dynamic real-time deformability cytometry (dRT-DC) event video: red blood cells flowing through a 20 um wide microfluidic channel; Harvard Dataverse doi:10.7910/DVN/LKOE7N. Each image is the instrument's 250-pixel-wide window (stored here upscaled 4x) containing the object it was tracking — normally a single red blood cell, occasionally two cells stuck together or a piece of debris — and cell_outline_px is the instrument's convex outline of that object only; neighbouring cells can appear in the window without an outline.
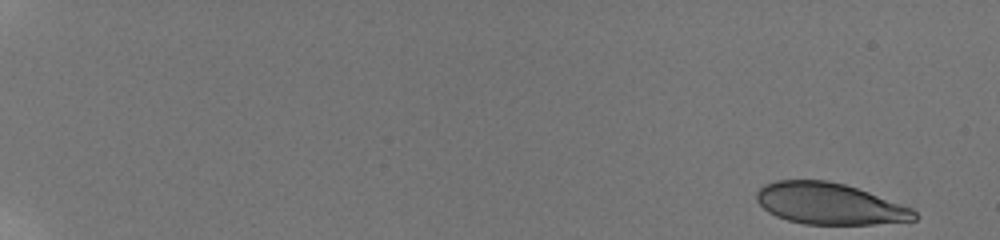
{"species": "human", "species_latin": "Homo sapiens", "temperature_condition": "room temperature", "stored_images_in_passage": 14, "camera_frame_rate_fps": 3000, "um_per_image_px": 0.085, "donor": {"sex": "male"}, "frame": {"image": 1, "passage_image": 1, "time_ms": 0.0, "image_size_px": [1000, 240], "cell_outline_px": [[916, 220], [872, 224], [804, 224], [788, 220], [776, 216], [768, 212], [756, 200], [756, 192], [764, 184], [776, 180], [828, 180], [844, 184], [868, 192], [912, 208], [916, 212]], "centroid_in_image_um": [70.47, 17.31], "position_along_channel_um": 14.5, "area_um2": 37.86}}
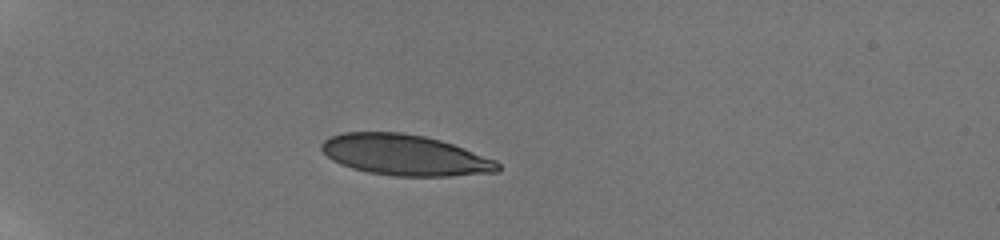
{"frame": {"image": 2, "passage_image": 10, "time_ms": 5.333, "image_size_px": [1000, 240], "cell_outline_px": [[500, 172], [452, 176], [392, 176], [368, 172], [352, 168], [340, 164], [332, 160], [320, 148], [320, 144], [324, 140], [332, 136], [344, 132], [400, 132], [424, 136], [440, 140], [452, 144], [496, 160], [500, 164]], "centroid_in_image_um": [34.42, 13.19], "position_along_channel_um": 50.6, "area_um2": 41.96}}
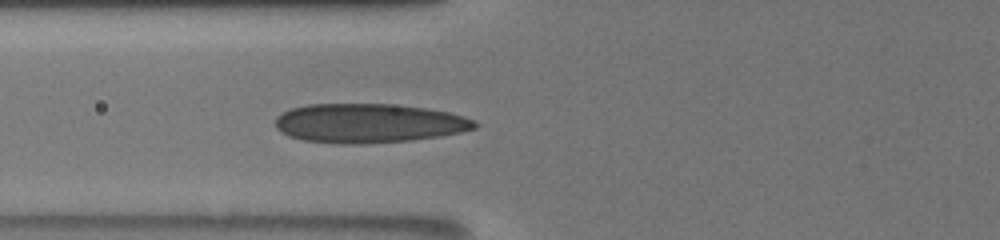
{"frame": {"image": 3, "passage_image": 14, "time_ms": 7.667, "image_size_px": [1000, 240], "cell_outline_px": [[476, 128], [460, 132], [440, 136], [412, 140], [360, 144], [344, 144], [304, 140], [288, 136], [280, 132], [276, 128], [276, 116], [280, 112], [292, 108], [308, 104], [388, 104], [428, 108], [448, 112], [464, 116], [472, 120], [476, 124]], "centroid_in_image_um": [31.3, 10.47], "position_along_channel_um": 94.5, "area_um2": 45.55}}